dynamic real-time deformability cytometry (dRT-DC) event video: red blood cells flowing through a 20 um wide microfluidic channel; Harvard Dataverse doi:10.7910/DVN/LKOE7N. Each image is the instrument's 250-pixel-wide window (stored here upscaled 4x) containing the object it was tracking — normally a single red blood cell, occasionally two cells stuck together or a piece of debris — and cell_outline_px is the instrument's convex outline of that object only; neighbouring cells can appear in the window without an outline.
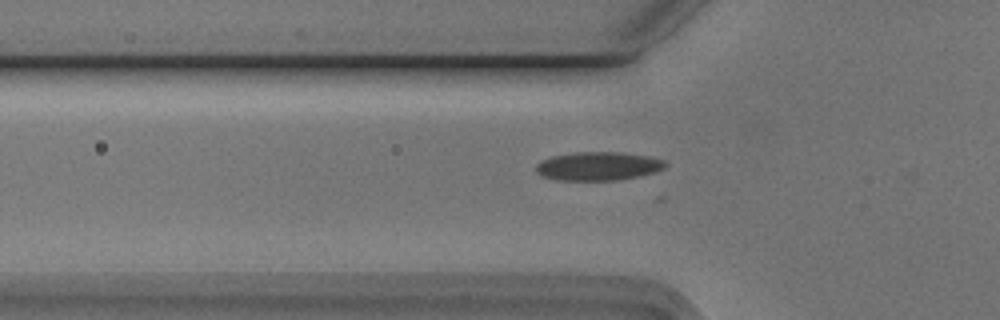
{"species": "Egyptian fruit bat (a non-hibernating species)", "species_latin": "Rousettus aegyptiacus", "temperature_condition": "cold", "stored_images_in_passage": 29, "camera_frame_rate_fps": 3000, "um_per_image_px": 0.085, "animal": {"sex": "male"}, "frame": {"image": 1, "passage_image": 4, "time_ms": 1.0, "image_size_px": [1000, 320], "cell_outline_px": [[668, 164], [664, 168], [656, 172], [640, 176], [616, 180], [556, 180], [540, 176], [536, 172], [536, 164], [552, 156], [576, 152], [620, 152], [648, 156], [664, 160]], "centroid_in_image_um": [50.85, 14.13], "position_along_channel_um": 74.9, "area_um2": 21.62}}
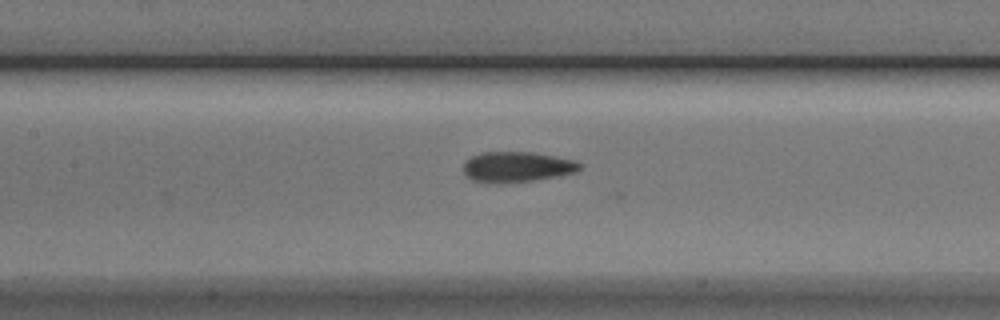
{"frame": {"image": 2, "passage_image": 11, "time_ms": 3.333, "image_size_px": [1000, 320], "cell_outline_px": [[580, 168], [576, 172], [556, 176], [532, 180], [496, 184], [472, 180], [464, 176], [464, 160], [480, 152], [536, 152], [576, 160], [580, 164]], "centroid_in_image_um": [43.9, 14.18], "position_along_channel_um": 163.5, "area_um2": 20.81}}
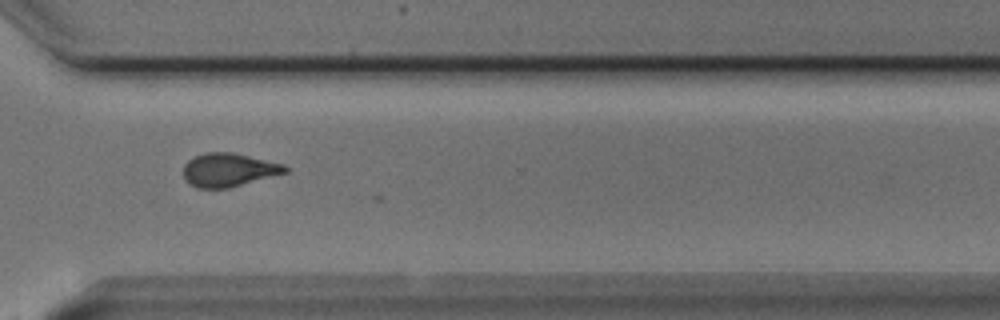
{"frame": {"image": 3, "passage_image": 26, "time_ms": 8.333, "image_size_px": [1000, 320], "cell_outline_px": [[288, 172], [228, 188], [196, 188], [188, 184], [184, 180], [184, 164], [188, 160], [196, 156], [208, 152], [232, 152], [284, 164], [288, 168]], "centroid_in_image_um": [19.42, 14.45], "position_along_channel_um": 351.2, "area_um2": 19.83}}